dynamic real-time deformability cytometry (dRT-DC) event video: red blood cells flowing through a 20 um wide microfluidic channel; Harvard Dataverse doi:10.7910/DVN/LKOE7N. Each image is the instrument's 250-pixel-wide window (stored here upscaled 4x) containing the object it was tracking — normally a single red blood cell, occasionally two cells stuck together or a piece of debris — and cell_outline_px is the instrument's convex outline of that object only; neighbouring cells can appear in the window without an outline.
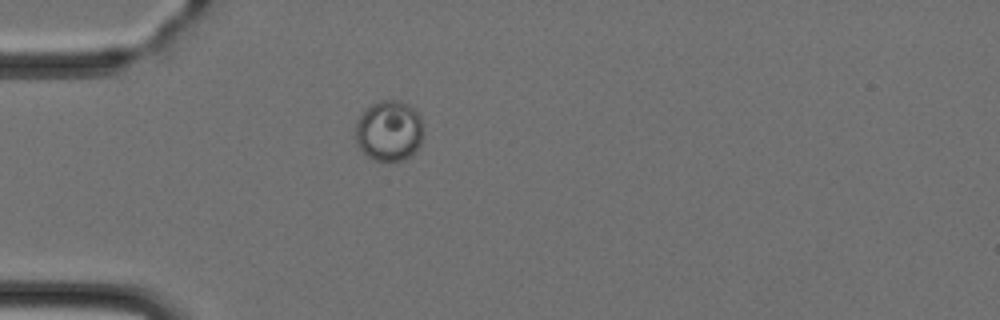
{"species": "Egyptian fruit bat (a non-hibernating species)", "species_latin": "Rousettus aegyptiacus", "temperature_condition": "cold", "stored_images_in_passage": 2, "camera_frame_rate_fps": 3000, "um_per_image_px": 0.085, "animal": {"sex": "female"}, "frame": {"image": 1, "passage_image": 1, "time_ms": 0.0, "image_size_px": [1000, 320], "cell_outline_px": [[424, 132], [420, 144], [416, 152], [412, 156], [404, 160], [372, 160], [360, 148], [356, 140], [356, 120], [372, 104], [380, 100], [396, 100], [408, 104], [420, 112], [424, 128]], "centroid_in_image_um": [33.13, 11.11], "position_along_channel_um": 51.9, "area_um2": 24.28}}